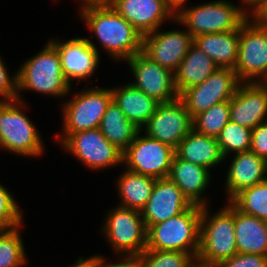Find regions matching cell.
Here are the masks:
<instances>
[{"label":"cell","mask_w":267,"mask_h":267,"mask_svg":"<svg viewBox=\"0 0 267 267\" xmlns=\"http://www.w3.org/2000/svg\"><path fill=\"white\" fill-rule=\"evenodd\" d=\"M79 16L92 34L87 41L100 54L96 42L112 60L126 61L142 51V36L110 5L79 8Z\"/></svg>","instance_id":"6da1fadb"},{"label":"cell","mask_w":267,"mask_h":267,"mask_svg":"<svg viewBox=\"0 0 267 267\" xmlns=\"http://www.w3.org/2000/svg\"><path fill=\"white\" fill-rule=\"evenodd\" d=\"M17 72V99L24 101L21 92L34 91L40 95L64 98L70 96L72 85L64 77L60 54L48 40L42 50L24 60Z\"/></svg>","instance_id":"7a4b0ae2"},{"label":"cell","mask_w":267,"mask_h":267,"mask_svg":"<svg viewBox=\"0 0 267 267\" xmlns=\"http://www.w3.org/2000/svg\"><path fill=\"white\" fill-rule=\"evenodd\" d=\"M225 204L213 214L210 205L202 206L199 249L196 256V260L201 263L218 265L238 253L234 205L230 201Z\"/></svg>","instance_id":"3957f363"},{"label":"cell","mask_w":267,"mask_h":267,"mask_svg":"<svg viewBox=\"0 0 267 267\" xmlns=\"http://www.w3.org/2000/svg\"><path fill=\"white\" fill-rule=\"evenodd\" d=\"M248 18L249 15L240 5L237 6L229 0H212L193 7L181 5L176 10L174 22L185 26L195 37L240 29Z\"/></svg>","instance_id":"277c9868"},{"label":"cell","mask_w":267,"mask_h":267,"mask_svg":"<svg viewBox=\"0 0 267 267\" xmlns=\"http://www.w3.org/2000/svg\"><path fill=\"white\" fill-rule=\"evenodd\" d=\"M24 101H0V148L18 156L41 157L45 144L25 113L28 104Z\"/></svg>","instance_id":"5b68a950"},{"label":"cell","mask_w":267,"mask_h":267,"mask_svg":"<svg viewBox=\"0 0 267 267\" xmlns=\"http://www.w3.org/2000/svg\"><path fill=\"white\" fill-rule=\"evenodd\" d=\"M202 206L193 204L184 212L147 229L146 249L181 251L195 260L199 249Z\"/></svg>","instance_id":"8992f818"},{"label":"cell","mask_w":267,"mask_h":267,"mask_svg":"<svg viewBox=\"0 0 267 267\" xmlns=\"http://www.w3.org/2000/svg\"><path fill=\"white\" fill-rule=\"evenodd\" d=\"M72 96V99H66L61 107L62 132L53 136L58 144L71 133L99 128L102 117L112 101L111 88L96 85L82 89Z\"/></svg>","instance_id":"52a82bcc"},{"label":"cell","mask_w":267,"mask_h":267,"mask_svg":"<svg viewBox=\"0 0 267 267\" xmlns=\"http://www.w3.org/2000/svg\"><path fill=\"white\" fill-rule=\"evenodd\" d=\"M106 213L100 231L115 257L139 256L147 246V229L141 212L116 205Z\"/></svg>","instance_id":"ba28073f"},{"label":"cell","mask_w":267,"mask_h":267,"mask_svg":"<svg viewBox=\"0 0 267 267\" xmlns=\"http://www.w3.org/2000/svg\"><path fill=\"white\" fill-rule=\"evenodd\" d=\"M144 134V135H143ZM175 149L140 130L123 151L125 169L155 179L168 177Z\"/></svg>","instance_id":"9c48e42d"},{"label":"cell","mask_w":267,"mask_h":267,"mask_svg":"<svg viewBox=\"0 0 267 267\" xmlns=\"http://www.w3.org/2000/svg\"><path fill=\"white\" fill-rule=\"evenodd\" d=\"M60 145L92 171L122 165L123 152L111 144L99 128L71 133Z\"/></svg>","instance_id":"30bf717a"},{"label":"cell","mask_w":267,"mask_h":267,"mask_svg":"<svg viewBox=\"0 0 267 267\" xmlns=\"http://www.w3.org/2000/svg\"><path fill=\"white\" fill-rule=\"evenodd\" d=\"M234 71L241 82H264L267 78V27L255 24L250 18L240 27Z\"/></svg>","instance_id":"8fae6325"},{"label":"cell","mask_w":267,"mask_h":267,"mask_svg":"<svg viewBox=\"0 0 267 267\" xmlns=\"http://www.w3.org/2000/svg\"><path fill=\"white\" fill-rule=\"evenodd\" d=\"M240 83L234 69L218 67L203 83L185 89L179 98L193 119L212 105L231 100Z\"/></svg>","instance_id":"7c38bea8"},{"label":"cell","mask_w":267,"mask_h":267,"mask_svg":"<svg viewBox=\"0 0 267 267\" xmlns=\"http://www.w3.org/2000/svg\"><path fill=\"white\" fill-rule=\"evenodd\" d=\"M134 77L129 83L159 103L176 100L179 95L174 85V73L160 66L142 51L127 59Z\"/></svg>","instance_id":"4fadbf2b"},{"label":"cell","mask_w":267,"mask_h":267,"mask_svg":"<svg viewBox=\"0 0 267 267\" xmlns=\"http://www.w3.org/2000/svg\"><path fill=\"white\" fill-rule=\"evenodd\" d=\"M192 129L190 113L178 97L171 102L159 103L155 113L141 130L146 135L176 149Z\"/></svg>","instance_id":"5bb4252c"},{"label":"cell","mask_w":267,"mask_h":267,"mask_svg":"<svg viewBox=\"0 0 267 267\" xmlns=\"http://www.w3.org/2000/svg\"><path fill=\"white\" fill-rule=\"evenodd\" d=\"M194 43V37L185 30H162L160 27L142 38V52L155 63L175 73Z\"/></svg>","instance_id":"9a60e30c"},{"label":"cell","mask_w":267,"mask_h":267,"mask_svg":"<svg viewBox=\"0 0 267 267\" xmlns=\"http://www.w3.org/2000/svg\"><path fill=\"white\" fill-rule=\"evenodd\" d=\"M60 54L61 69L64 77L72 85V81L90 79L99 67L100 55L85 37H74L61 41L57 38L49 40Z\"/></svg>","instance_id":"2e32d148"},{"label":"cell","mask_w":267,"mask_h":267,"mask_svg":"<svg viewBox=\"0 0 267 267\" xmlns=\"http://www.w3.org/2000/svg\"><path fill=\"white\" fill-rule=\"evenodd\" d=\"M110 6L142 37L175 20L176 11L166 0H115Z\"/></svg>","instance_id":"e0dca14e"},{"label":"cell","mask_w":267,"mask_h":267,"mask_svg":"<svg viewBox=\"0 0 267 267\" xmlns=\"http://www.w3.org/2000/svg\"><path fill=\"white\" fill-rule=\"evenodd\" d=\"M193 204L169 178L156 179L151 196L141 211L146 229L176 216Z\"/></svg>","instance_id":"ac0fdd59"},{"label":"cell","mask_w":267,"mask_h":267,"mask_svg":"<svg viewBox=\"0 0 267 267\" xmlns=\"http://www.w3.org/2000/svg\"><path fill=\"white\" fill-rule=\"evenodd\" d=\"M230 120L254 129L267 121V85L264 82H241L230 100Z\"/></svg>","instance_id":"d6986e66"},{"label":"cell","mask_w":267,"mask_h":267,"mask_svg":"<svg viewBox=\"0 0 267 267\" xmlns=\"http://www.w3.org/2000/svg\"><path fill=\"white\" fill-rule=\"evenodd\" d=\"M227 173L225 194L227 202L242 190L266 180L267 161L251 151L233 154Z\"/></svg>","instance_id":"ffe728a7"},{"label":"cell","mask_w":267,"mask_h":267,"mask_svg":"<svg viewBox=\"0 0 267 267\" xmlns=\"http://www.w3.org/2000/svg\"><path fill=\"white\" fill-rule=\"evenodd\" d=\"M211 175V171L207 168L183 160L174 154L168 177L192 204L207 206L209 200L203 197L212 182Z\"/></svg>","instance_id":"44dd1931"},{"label":"cell","mask_w":267,"mask_h":267,"mask_svg":"<svg viewBox=\"0 0 267 267\" xmlns=\"http://www.w3.org/2000/svg\"><path fill=\"white\" fill-rule=\"evenodd\" d=\"M114 101L124 115L140 130L147 124L159 104L155 99L128 83L111 88Z\"/></svg>","instance_id":"7402d4cb"},{"label":"cell","mask_w":267,"mask_h":267,"mask_svg":"<svg viewBox=\"0 0 267 267\" xmlns=\"http://www.w3.org/2000/svg\"><path fill=\"white\" fill-rule=\"evenodd\" d=\"M175 154L210 171L224 161L217 138L200 134L194 129L181 140Z\"/></svg>","instance_id":"603a6c76"},{"label":"cell","mask_w":267,"mask_h":267,"mask_svg":"<svg viewBox=\"0 0 267 267\" xmlns=\"http://www.w3.org/2000/svg\"><path fill=\"white\" fill-rule=\"evenodd\" d=\"M234 227L238 253L267 256V221L234 206Z\"/></svg>","instance_id":"cb8c5ba5"},{"label":"cell","mask_w":267,"mask_h":267,"mask_svg":"<svg viewBox=\"0 0 267 267\" xmlns=\"http://www.w3.org/2000/svg\"><path fill=\"white\" fill-rule=\"evenodd\" d=\"M240 29L221 33L200 34L194 43L220 68L234 69L238 57Z\"/></svg>","instance_id":"d4e9b609"},{"label":"cell","mask_w":267,"mask_h":267,"mask_svg":"<svg viewBox=\"0 0 267 267\" xmlns=\"http://www.w3.org/2000/svg\"><path fill=\"white\" fill-rule=\"evenodd\" d=\"M218 66L193 44L174 73V85L180 95L185 89L203 83Z\"/></svg>","instance_id":"484cf974"},{"label":"cell","mask_w":267,"mask_h":267,"mask_svg":"<svg viewBox=\"0 0 267 267\" xmlns=\"http://www.w3.org/2000/svg\"><path fill=\"white\" fill-rule=\"evenodd\" d=\"M122 172L115 184L120 198L117 206L141 212L151 196L156 179L128 169Z\"/></svg>","instance_id":"4316f807"},{"label":"cell","mask_w":267,"mask_h":267,"mask_svg":"<svg viewBox=\"0 0 267 267\" xmlns=\"http://www.w3.org/2000/svg\"><path fill=\"white\" fill-rule=\"evenodd\" d=\"M99 129L107 140L122 152L130 145L140 131L138 127L127 119L114 101H111L108 105Z\"/></svg>","instance_id":"83f0119b"},{"label":"cell","mask_w":267,"mask_h":267,"mask_svg":"<svg viewBox=\"0 0 267 267\" xmlns=\"http://www.w3.org/2000/svg\"><path fill=\"white\" fill-rule=\"evenodd\" d=\"M23 227L24 225H20L10 230L0 231V267H25L29 262L21 237Z\"/></svg>","instance_id":"f1b7e54d"},{"label":"cell","mask_w":267,"mask_h":267,"mask_svg":"<svg viewBox=\"0 0 267 267\" xmlns=\"http://www.w3.org/2000/svg\"><path fill=\"white\" fill-rule=\"evenodd\" d=\"M230 202L239 211L267 221V180L242 190Z\"/></svg>","instance_id":"f546056e"},{"label":"cell","mask_w":267,"mask_h":267,"mask_svg":"<svg viewBox=\"0 0 267 267\" xmlns=\"http://www.w3.org/2000/svg\"><path fill=\"white\" fill-rule=\"evenodd\" d=\"M230 121V100L212 105L192 119L193 129L203 135L217 138Z\"/></svg>","instance_id":"4dcf8cb0"},{"label":"cell","mask_w":267,"mask_h":267,"mask_svg":"<svg viewBox=\"0 0 267 267\" xmlns=\"http://www.w3.org/2000/svg\"><path fill=\"white\" fill-rule=\"evenodd\" d=\"M251 135L252 129L230 120L217 137L224 160L233 154L250 151Z\"/></svg>","instance_id":"1f68e13d"},{"label":"cell","mask_w":267,"mask_h":267,"mask_svg":"<svg viewBox=\"0 0 267 267\" xmlns=\"http://www.w3.org/2000/svg\"><path fill=\"white\" fill-rule=\"evenodd\" d=\"M140 267H191L195 259L186 252L145 249L136 257Z\"/></svg>","instance_id":"d6a6232c"},{"label":"cell","mask_w":267,"mask_h":267,"mask_svg":"<svg viewBox=\"0 0 267 267\" xmlns=\"http://www.w3.org/2000/svg\"><path fill=\"white\" fill-rule=\"evenodd\" d=\"M0 183V231L10 230L24 224L22 208L14 195Z\"/></svg>","instance_id":"836d02e7"},{"label":"cell","mask_w":267,"mask_h":267,"mask_svg":"<svg viewBox=\"0 0 267 267\" xmlns=\"http://www.w3.org/2000/svg\"><path fill=\"white\" fill-rule=\"evenodd\" d=\"M7 69L0 55V101L17 100V72L11 75Z\"/></svg>","instance_id":"e575fe53"},{"label":"cell","mask_w":267,"mask_h":267,"mask_svg":"<svg viewBox=\"0 0 267 267\" xmlns=\"http://www.w3.org/2000/svg\"><path fill=\"white\" fill-rule=\"evenodd\" d=\"M219 267H267V256L237 253L233 257L223 260Z\"/></svg>","instance_id":"d590c367"},{"label":"cell","mask_w":267,"mask_h":267,"mask_svg":"<svg viewBox=\"0 0 267 267\" xmlns=\"http://www.w3.org/2000/svg\"><path fill=\"white\" fill-rule=\"evenodd\" d=\"M250 151L267 161V121L252 129Z\"/></svg>","instance_id":"8d00e7d4"},{"label":"cell","mask_w":267,"mask_h":267,"mask_svg":"<svg viewBox=\"0 0 267 267\" xmlns=\"http://www.w3.org/2000/svg\"><path fill=\"white\" fill-rule=\"evenodd\" d=\"M249 18L257 25L267 27V0H263L250 14Z\"/></svg>","instance_id":"74e56055"},{"label":"cell","mask_w":267,"mask_h":267,"mask_svg":"<svg viewBox=\"0 0 267 267\" xmlns=\"http://www.w3.org/2000/svg\"><path fill=\"white\" fill-rule=\"evenodd\" d=\"M106 257L102 254V267H140L136 257H120L116 262L107 261ZM108 262V263H107Z\"/></svg>","instance_id":"f35d334b"},{"label":"cell","mask_w":267,"mask_h":267,"mask_svg":"<svg viewBox=\"0 0 267 267\" xmlns=\"http://www.w3.org/2000/svg\"><path fill=\"white\" fill-rule=\"evenodd\" d=\"M75 264L68 265L67 267H102V255L95 254L88 257H77Z\"/></svg>","instance_id":"ab89813d"},{"label":"cell","mask_w":267,"mask_h":267,"mask_svg":"<svg viewBox=\"0 0 267 267\" xmlns=\"http://www.w3.org/2000/svg\"><path fill=\"white\" fill-rule=\"evenodd\" d=\"M80 8L87 6H106L111 5L115 0H79Z\"/></svg>","instance_id":"60d3db41"},{"label":"cell","mask_w":267,"mask_h":267,"mask_svg":"<svg viewBox=\"0 0 267 267\" xmlns=\"http://www.w3.org/2000/svg\"><path fill=\"white\" fill-rule=\"evenodd\" d=\"M263 0H241V7L249 15ZM243 5V6H242Z\"/></svg>","instance_id":"b9f144b4"},{"label":"cell","mask_w":267,"mask_h":267,"mask_svg":"<svg viewBox=\"0 0 267 267\" xmlns=\"http://www.w3.org/2000/svg\"><path fill=\"white\" fill-rule=\"evenodd\" d=\"M176 11L181 5L186 4L188 0H166Z\"/></svg>","instance_id":"7bdbcfd3"},{"label":"cell","mask_w":267,"mask_h":267,"mask_svg":"<svg viewBox=\"0 0 267 267\" xmlns=\"http://www.w3.org/2000/svg\"><path fill=\"white\" fill-rule=\"evenodd\" d=\"M191 267H219V266L215 264H204V263H201L195 260L193 264L191 265Z\"/></svg>","instance_id":"ee69618b"}]
</instances>
